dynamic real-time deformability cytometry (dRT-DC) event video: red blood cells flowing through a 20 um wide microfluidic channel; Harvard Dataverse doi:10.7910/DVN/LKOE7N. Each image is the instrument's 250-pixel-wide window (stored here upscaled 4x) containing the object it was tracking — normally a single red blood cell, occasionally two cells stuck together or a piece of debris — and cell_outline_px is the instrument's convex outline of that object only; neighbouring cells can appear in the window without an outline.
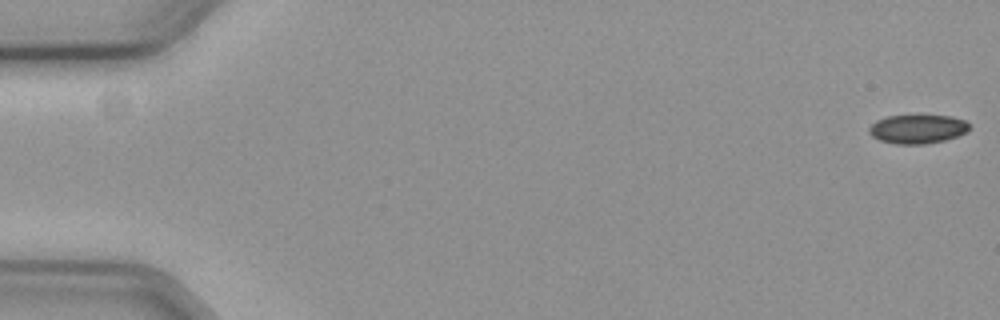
{"species": "common noctule bat (a hibernating species)", "species_latin": "Nyctalus noctula", "temperature_condition": "cold", "stored_images_in_passage": 14, "camera_frame_rate_fps": 3000, "um_per_image_px": 0.085, "animal": {"sex": "female", "body_mass_g": 19.3, "forearm_length_mm": 54.1}, "frame": {"image": 1, "passage_image": 1, "time_ms": 0.0, "image_size_px": [1000, 320], "cell_outline_px": [[968, 132], [944, 140], [924, 144], [896, 144], [880, 140], [872, 136], [868, 132], [868, 128], [876, 120], [888, 116], [952, 116], [964, 120], [968, 124]], "centroid_in_image_um": [77.97, 10.97], "position_along_channel_um": 7.0, "area_um2": 16.7}}
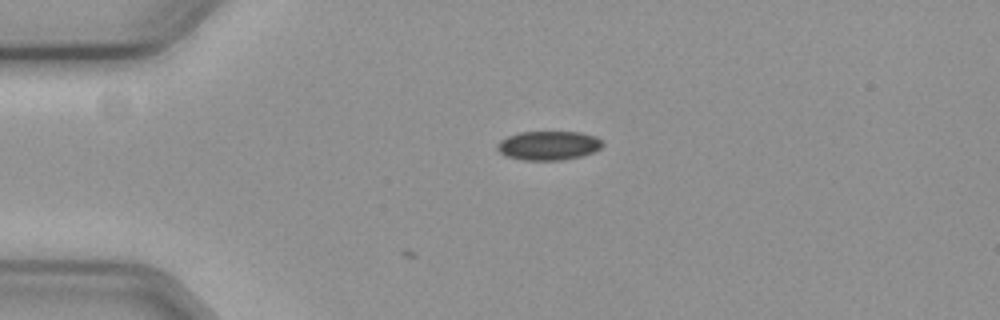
{"frame": {"image": 2, "passage_image": 14, "time_ms": 4.333, "image_size_px": [1000, 320], "cell_outline_px": [[604, 144], [600, 148], [592, 152], [580, 156], [560, 160], [524, 160], [504, 156], [496, 148], [496, 144], [500, 140], [508, 136], [520, 132], [580, 132], [596, 136]], "centroid_in_image_um": [46.59, 12.36], "position_along_channel_um": 38.4, "area_um2": 17.8}}